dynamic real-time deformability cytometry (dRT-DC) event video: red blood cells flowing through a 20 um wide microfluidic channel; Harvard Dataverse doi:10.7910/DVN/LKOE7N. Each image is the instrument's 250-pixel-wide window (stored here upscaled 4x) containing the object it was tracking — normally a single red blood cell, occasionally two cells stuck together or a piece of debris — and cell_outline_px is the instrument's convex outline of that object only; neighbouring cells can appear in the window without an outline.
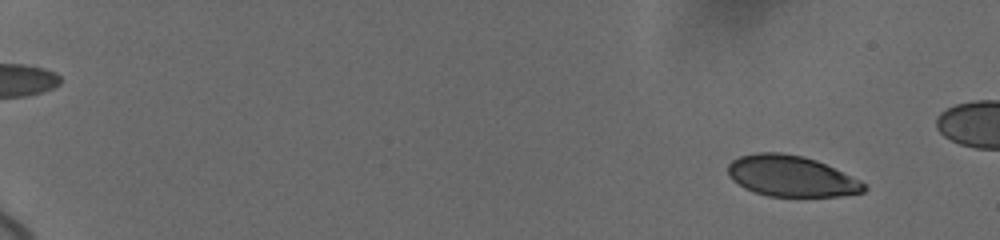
{"species": "human", "species_latin": "Homo sapiens", "temperature_condition": "cold", "stored_images_in_passage": 18, "camera_frame_rate_fps": 3000, "um_per_image_px": 0.085, "donor": {"sex": "female"}, "frame": {"image": 1, "passage_image": 3, "time_ms": 1.333, "image_size_px": [1000, 240], "cell_outline_px": [[868, 188], [864, 192], [840, 196], [768, 196], [744, 188], [732, 180], [728, 176], [728, 164], [732, 160], [740, 156], [756, 152], [780, 152], [804, 156], [816, 160], [860, 180]], "centroid_in_image_um": [67.23, 14.96], "position_along_channel_um": 17.8, "area_um2": 32.43}}
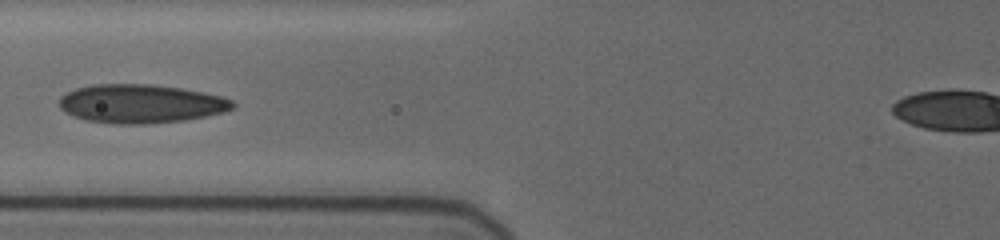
{"frame": {"image": 2, "passage_image": 16, "time_ms": 8.667, "image_size_px": [1000, 240], "cell_outline_px": [[236, 108], [224, 112], [184, 120], [148, 124], [116, 124], [88, 120], [72, 116], [64, 112], [60, 108], [60, 96], [64, 92], [76, 88], [92, 84], [152, 84], [180, 88], [220, 96], [232, 100], [236, 104]], "centroid_in_image_um": [11.94, 8.81], "position_along_channel_um": 113.9, "area_um2": 39.25}}